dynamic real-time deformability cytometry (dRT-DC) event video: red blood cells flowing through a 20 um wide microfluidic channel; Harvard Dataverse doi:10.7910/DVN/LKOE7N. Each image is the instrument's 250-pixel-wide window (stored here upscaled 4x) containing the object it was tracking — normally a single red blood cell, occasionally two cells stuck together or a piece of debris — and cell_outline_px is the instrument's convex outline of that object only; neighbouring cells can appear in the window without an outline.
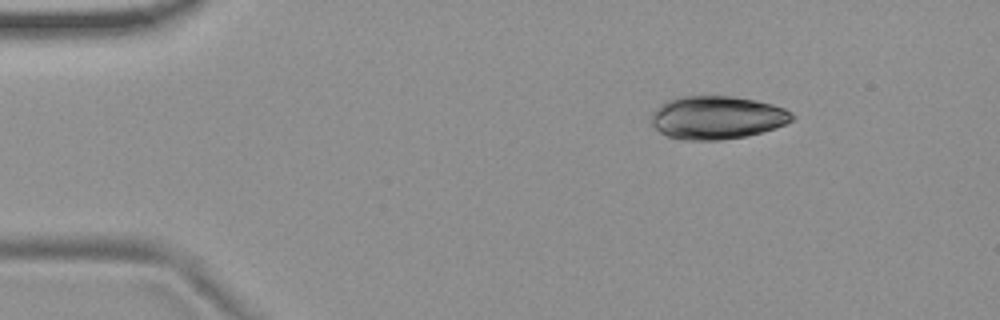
{"species": "common noctule bat (a hibernating species)", "species_latin": "Nyctalus noctula", "temperature_condition": "room temperature", "stored_images_in_passage": 54, "camera_frame_rate_fps": 3000, "um_per_image_px": 0.085, "animal": {"sex": "female", "body_mass_g": 19.9}, "frame": {"image": 1, "passage_image": 8, "time_ms": 2.333, "image_size_px": [1000, 320], "cell_outline_px": [[796, 116], [792, 120], [784, 124], [748, 136], [720, 140], [684, 140], [668, 136], [660, 132], [652, 124], [652, 112], [660, 104], [676, 96], [732, 96], [756, 100], [772, 104], [784, 108], [792, 112]], "centroid_in_image_um": [60.93, 9.98], "position_along_channel_um": 24.1, "area_um2": 35.43}}